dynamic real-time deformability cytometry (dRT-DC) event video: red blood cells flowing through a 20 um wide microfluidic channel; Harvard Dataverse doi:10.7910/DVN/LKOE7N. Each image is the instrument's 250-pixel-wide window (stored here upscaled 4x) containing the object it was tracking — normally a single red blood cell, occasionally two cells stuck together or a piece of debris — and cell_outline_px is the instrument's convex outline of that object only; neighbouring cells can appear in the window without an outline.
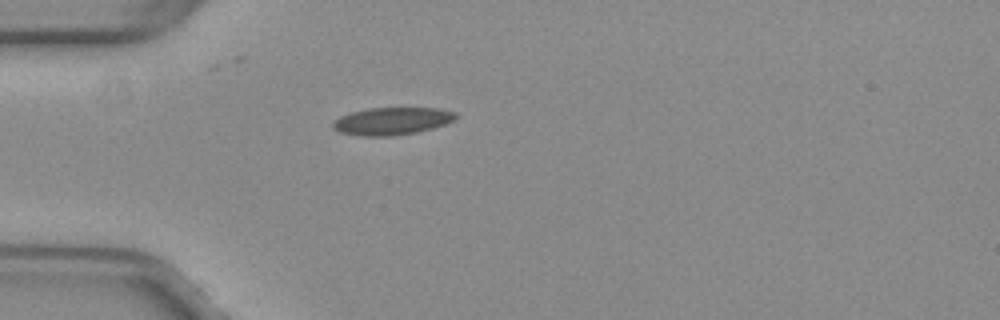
{"species": "common noctule bat (a hibernating species)", "species_latin": "Nyctalus noctula", "temperature_condition": "warm", "stored_images_in_passage": 30, "camera_frame_rate_fps": 3000, "um_per_image_px": 0.085, "animal": {"sex": "female", "body_mass_g": 29.2, "forearm_length_mm": 56.3}, "frame": {"image": 1, "passage_image": 1, "time_ms": 0.0, "image_size_px": [1000, 320], "cell_outline_px": [[456, 120], [432, 128], [416, 132], [392, 136], [360, 136], [340, 132], [332, 128], [332, 124], [340, 116], [352, 112], [368, 108], [440, 108], [456, 112]], "centroid_in_image_um": [33.33, 10.29], "position_along_channel_um": 51.7, "area_um2": 19.65}}
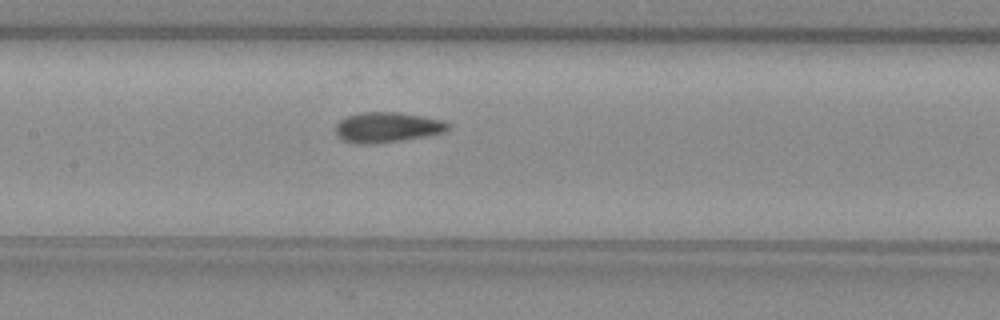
{"frame": {"image": 2, "passage_image": 11, "time_ms": 3.333, "image_size_px": [1000, 320], "cell_outline_px": [[448, 128], [444, 132], [424, 136], [400, 140], [372, 144], [356, 144], [344, 140], [336, 136], [336, 124], [344, 116], [360, 112], [400, 112], [440, 120], [448, 124]], "centroid_in_image_um": [32.82, 10.81], "position_along_channel_um": 174.6, "area_um2": 19.65}}
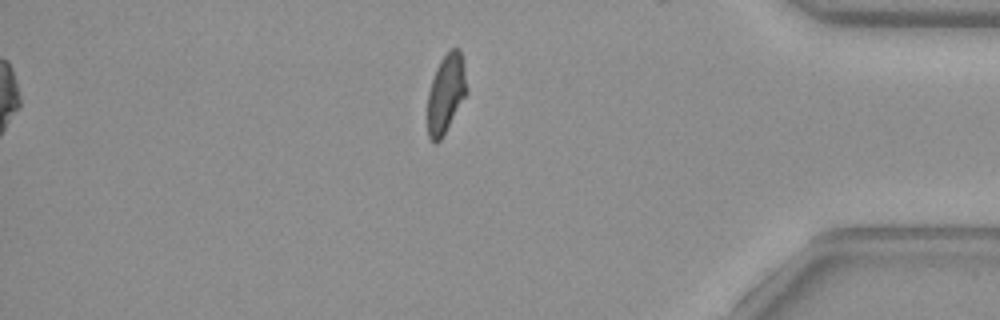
{"frame": {"image": 3, "passage_image": 30, "time_ms": 9.667, "image_size_px": [1000, 320], "cell_outline_px": [[468, 92], [440, 140], [436, 144], [432, 144], [428, 136], [428, 92], [436, 68], [440, 60], [452, 48], [460, 48], [468, 88]], "centroid_in_image_um": [37.91, 7.96], "position_along_channel_um": 397.3, "area_um2": 17.92}, "authors_computed_cell_mechanics": {"area_um2": 19.3919, "velocity_mm_per_s": 4.0448, "shape_relaxation_time_tau1_ms": 7.9851, "shape_relaxation_time_tau2_ms": 0.6981, "deformation_change_tau1": 0.1959, "deformation_change_tau2": 0.0654}}